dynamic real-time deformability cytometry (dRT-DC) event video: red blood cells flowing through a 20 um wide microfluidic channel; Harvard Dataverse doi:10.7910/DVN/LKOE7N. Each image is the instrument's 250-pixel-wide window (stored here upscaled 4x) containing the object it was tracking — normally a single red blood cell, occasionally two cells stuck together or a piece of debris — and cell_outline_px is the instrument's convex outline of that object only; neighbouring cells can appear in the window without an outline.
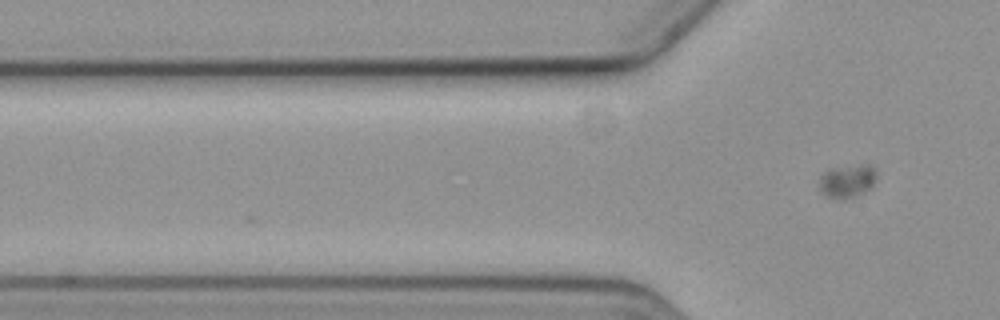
{"species": "common noctule bat (a hibernating species)", "species_latin": "Nyctalus noctula", "temperature_condition": "cold", "stored_images_in_passage": 4, "segment_of_instrument_passage": [2, 2], "camera_frame_rate_fps": 3000, "um_per_image_px": 0.085, "animal": {"sex": "female", "body_mass_g": 19.3, "forearm_length_mm": 54.1}, "frame": {"image": 1, "passage_image": 4, "time_ms": 3.667, "image_size_px": [1000, 320], "cell_outline_px": [[876, 176], [872, 184], [868, 188], [844, 200], [828, 196], [820, 188], [820, 176], [828, 168], [860, 164], [872, 164], [876, 168]], "centroid_in_image_um": [72.02, 15.32], "position_along_channel_um": 53.8, "area_um2": 10.87}}